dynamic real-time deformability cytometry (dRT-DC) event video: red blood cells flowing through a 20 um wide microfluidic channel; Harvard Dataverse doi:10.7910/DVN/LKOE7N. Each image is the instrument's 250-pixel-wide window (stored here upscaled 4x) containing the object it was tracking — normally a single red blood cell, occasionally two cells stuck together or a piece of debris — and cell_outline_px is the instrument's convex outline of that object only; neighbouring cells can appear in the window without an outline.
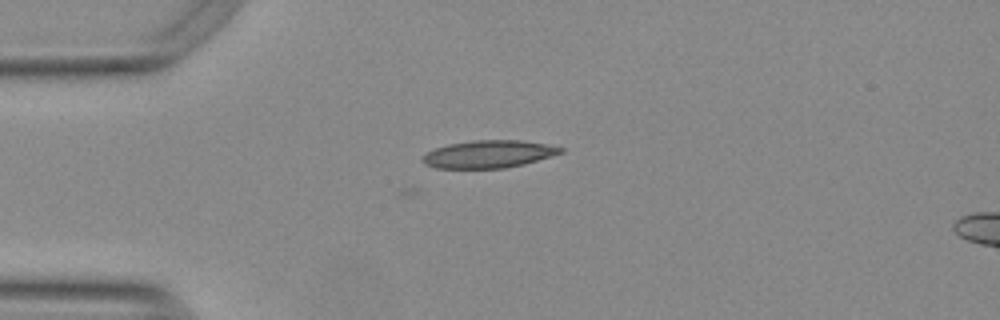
{"species": "Egyptian fruit bat (a non-hibernating species)", "species_latin": "Rousettus aegyptiacus", "temperature_condition": "warm", "stored_images_in_passage": 41, "camera_frame_rate_fps": 3000, "um_per_image_px": 0.085, "animal": {"sex": "female"}, "frame": {"image": 1, "passage_image": 1, "time_ms": 0.0, "image_size_px": [1000, 320], "cell_outline_px": [[564, 152], [524, 164], [504, 168], [436, 168], [424, 164], [420, 160], [428, 152], [436, 148], [448, 144], [472, 140], [524, 140], [564, 148]], "centroid_in_image_um": [41.52, 13.1], "position_along_channel_um": 43.5, "area_um2": 22.08}}
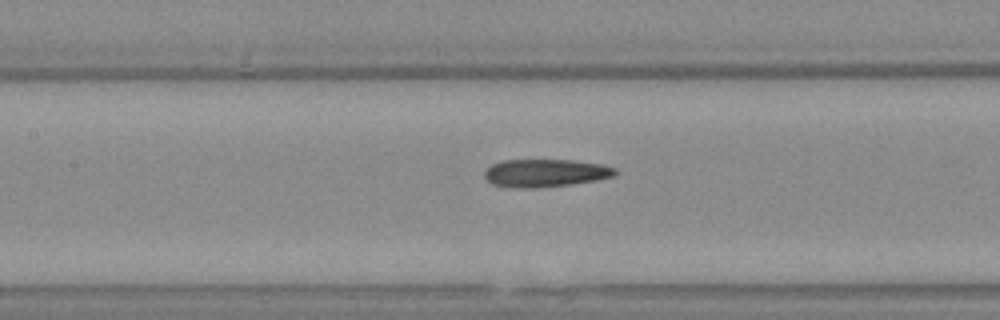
{"frame": {"image": 2, "passage_image": 12, "time_ms": 3.667, "image_size_px": [1000, 320], "cell_outline_px": [[616, 176], [596, 180], [568, 184], [532, 188], [492, 184], [484, 176], [484, 172], [492, 164], [500, 160], [572, 160], [600, 164], [616, 168]], "centroid_in_image_um": [46.37, 14.68], "position_along_channel_um": 161.0, "area_um2": 20.81}}
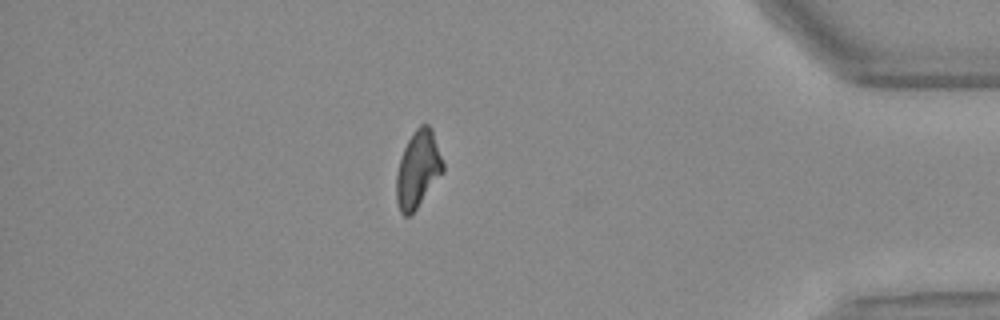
{"frame": {"image": 3, "passage_image": 34, "time_ms": 11.0, "image_size_px": [1000, 320], "cell_outline_px": [[444, 172], [416, 208], [408, 216], [404, 216], [400, 212], [396, 200], [396, 176], [400, 160], [404, 148], [412, 132], [420, 124], [428, 124], [432, 128], [444, 164]], "centroid_in_image_um": [35.53, 14.36], "position_along_channel_um": 399.7, "area_um2": 20.81}, "authors_computed_cell_mechanics": {"area_um2": 21.2126, "velocity_mm_per_s": 3.7744, "shape_relaxation_time_tau1_ms": null, "shape_relaxation_time_tau2_ms": 3.4698, "deformation_change_tau1": null, "deformation_change_tau2": 0.1176}}